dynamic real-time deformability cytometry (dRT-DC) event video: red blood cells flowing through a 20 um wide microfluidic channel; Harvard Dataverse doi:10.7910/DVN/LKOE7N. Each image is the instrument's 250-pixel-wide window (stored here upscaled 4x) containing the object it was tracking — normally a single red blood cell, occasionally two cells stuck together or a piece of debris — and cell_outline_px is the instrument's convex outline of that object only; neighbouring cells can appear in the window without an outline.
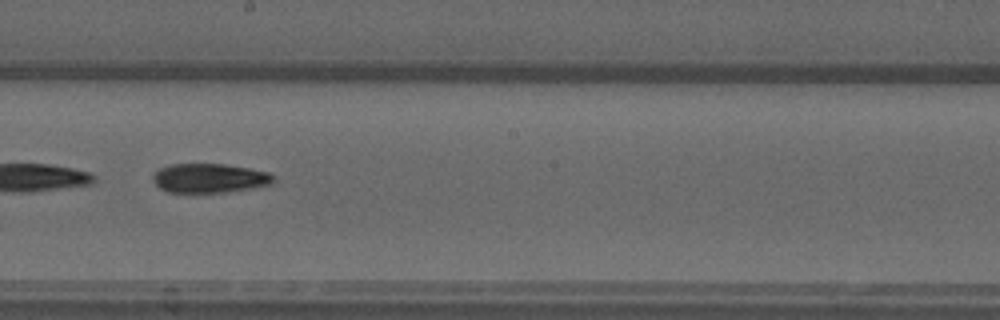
{"species": "common noctule bat (a hibernating species)", "species_latin": "Nyctalus noctula", "temperature_condition": "warm", "stored_images_in_passage": 50, "camera_frame_rate_fps": 3000, "um_per_image_px": 0.085, "animal": {"sex": "male", "forearm_length_mm": 52.5}, "frame": {"image": 1, "passage_image": 29, "time_ms": 9.333, "image_size_px": [1000, 320], "cell_outline_px": [[272, 184], [252, 188], [224, 192], [168, 192], [160, 188], [152, 180], [152, 176], [160, 168], [172, 164], [224, 164], [248, 168], [268, 172], [272, 176]], "centroid_in_image_um": [17.78, 15.14], "position_along_channel_um": 230.4, "area_um2": 20.29}, "authors_computed_cell_mechanics": {"area_um2": 21.9351, "velocity_mm_per_s": 4.0747, "shape_relaxation_time_tau1_ms": 5.7951, "shape_relaxation_time_tau2_ms": null, "deformation_change_tau1": 0.2114, "deformation_change_tau2": null}}